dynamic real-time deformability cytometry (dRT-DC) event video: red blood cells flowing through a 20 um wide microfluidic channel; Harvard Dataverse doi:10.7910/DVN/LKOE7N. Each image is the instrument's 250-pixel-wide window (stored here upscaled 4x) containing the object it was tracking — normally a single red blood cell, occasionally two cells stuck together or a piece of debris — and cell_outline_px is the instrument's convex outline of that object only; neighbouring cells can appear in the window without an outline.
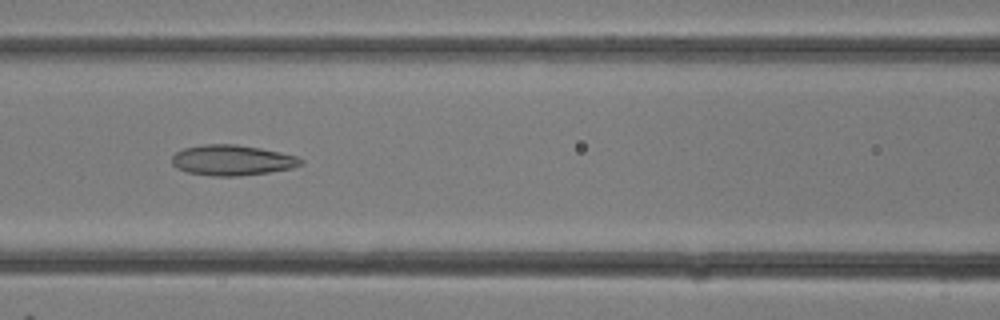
{"species": "common noctule bat (a hibernating species)", "species_latin": "Nyctalus noctula", "temperature_condition": "room temperature", "stored_images_in_passage": 17, "camera_frame_rate_fps": 3000, "um_per_image_px": 0.085, "animal": {"sex": "female"}, "frame": {"image": 1, "passage_image": 10, "time_ms": 3.0, "image_size_px": [1000, 320], "cell_outline_px": [[304, 164], [292, 168], [268, 172], [240, 176], [212, 176], [188, 172], [176, 168], [172, 164], [172, 156], [176, 152], [184, 148], [204, 144], [236, 144], [260, 148], [280, 152], [296, 156], [304, 160]], "centroid_in_image_um": [19.74, 13.62], "position_along_channel_um": 146.9, "area_um2": 22.95}}
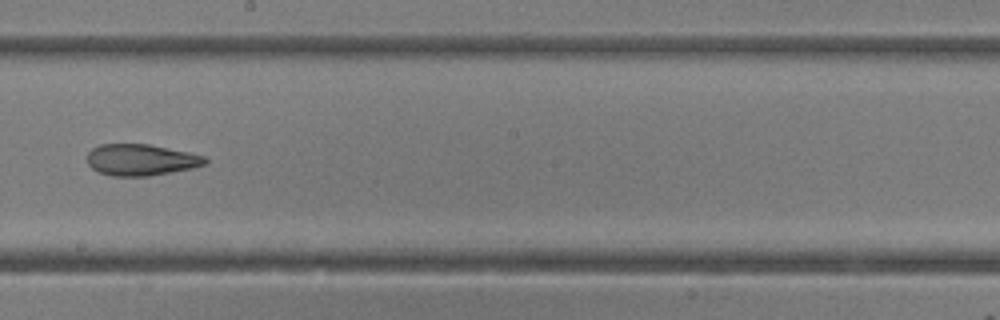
{"frame": {"image": 2, "passage_image": 14, "time_ms": 4.333, "image_size_px": [1000, 320], "cell_outline_px": [[208, 164], [192, 168], [172, 172], [148, 176], [112, 176], [100, 172], [92, 168], [88, 164], [88, 152], [92, 148], [100, 144], [148, 144], [188, 152], [204, 156], [208, 160]], "centroid_in_image_um": [12.0, 13.59], "position_along_channel_um": 236.2, "area_um2": 21.56}}
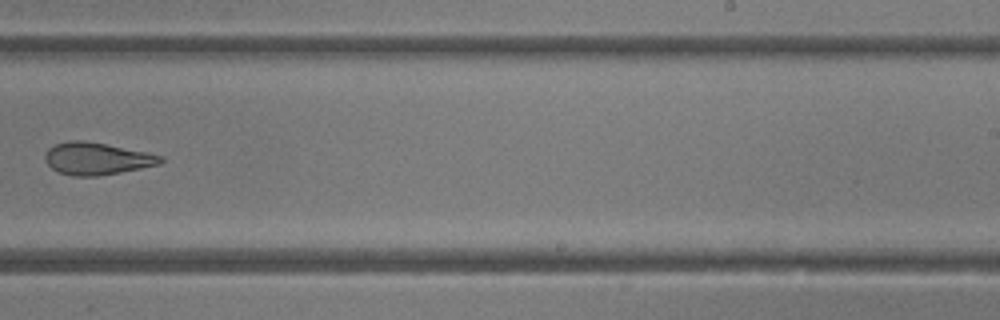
{"frame": {"image": 3, "passage_image": 16, "time_ms": 5.0, "image_size_px": [1000, 320], "cell_outline_px": [[164, 160], [160, 164], [120, 172], [96, 176], [72, 176], [60, 172], [52, 168], [44, 160], [44, 156], [48, 148], [56, 144], [68, 140], [84, 140], [164, 156]], "centroid_in_image_um": [8.2, 13.48], "position_along_channel_um": 280.8, "area_um2": 21.44}}